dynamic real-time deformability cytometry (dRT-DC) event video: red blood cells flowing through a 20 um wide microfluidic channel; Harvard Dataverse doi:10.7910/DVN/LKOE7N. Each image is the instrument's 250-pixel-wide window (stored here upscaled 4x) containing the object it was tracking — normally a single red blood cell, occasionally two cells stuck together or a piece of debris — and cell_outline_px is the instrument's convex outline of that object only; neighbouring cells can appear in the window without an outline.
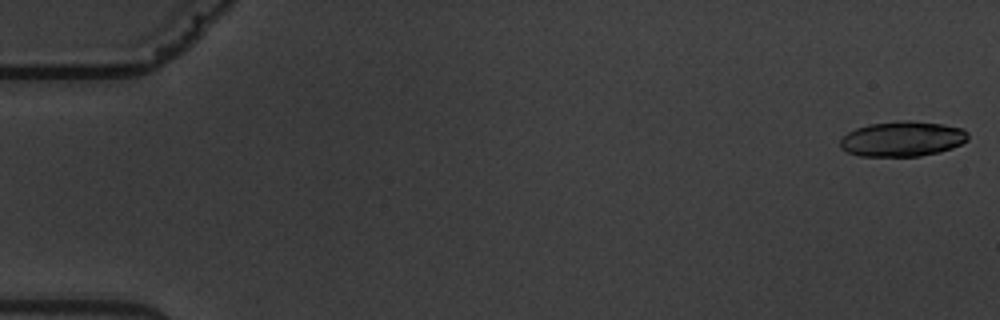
{"species": "common noctule bat (a hibernating species)", "species_latin": "Nyctalus noctula", "temperature_condition": "warm", "stored_images_in_passage": 7, "camera_frame_rate_fps": 3000, "um_per_image_px": 0.085, "animal": {"sex": "male", "body_mass_g": 19.5, "forearm_length_mm": 54.6}, "frame": {"image": 1, "passage_image": 1, "time_ms": 0.0, "image_size_px": [1000, 320], "cell_outline_px": [[968, 140], [952, 148], [940, 152], [920, 156], [860, 156], [848, 152], [840, 148], [840, 140], [848, 132], [856, 128], [868, 124], [896, 120], [908, 120], [944, 124], [964, 128], [968, 132]], "centroid_in_image_um": [76.72, 11.79], "position_along_channel_um": 8.3, "area_um2": 26.47}}
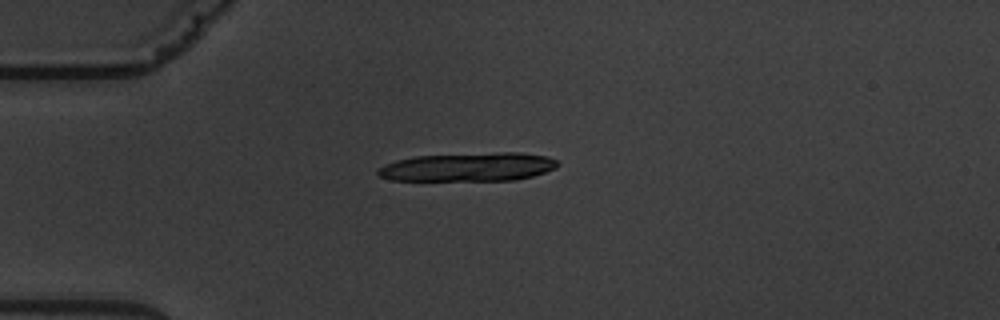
{"frame": {"image": 2, "passage_image": 5, "time_ms": 4.667, "image_size_px": [1000, 320], "cell_outline_px": [[560, 164], [556, 168], [532, 176], [512, 180], [392, 180], [380, 176], [376, 172], [384, 164], [396, 160], [416, 156], [496, 152], [520, 152], [548, 156], [556, 160]], "centroid_in_image_um": [39.83, 14.18], "position_along_channel_um": 45.2, "area_um2": 29.94}}